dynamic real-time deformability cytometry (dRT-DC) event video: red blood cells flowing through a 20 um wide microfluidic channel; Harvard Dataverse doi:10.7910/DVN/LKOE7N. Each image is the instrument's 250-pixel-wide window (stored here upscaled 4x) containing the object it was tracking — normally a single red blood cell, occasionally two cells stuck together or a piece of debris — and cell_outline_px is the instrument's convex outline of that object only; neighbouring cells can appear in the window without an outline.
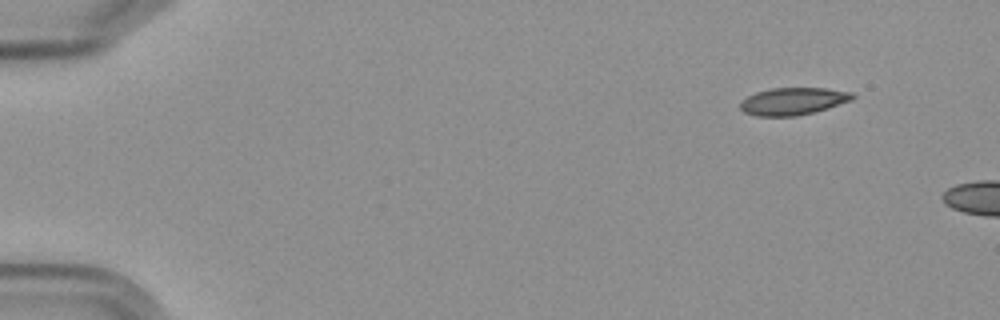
{"species": "Egyptian fruit bat (a non-hibernating species)", "species_latin": "Rousettus aegyptiacus", "temperature_condition": "cold", "stored_images_in_passage": 2, "camera_frame_rate_fps": 3000, "um_per_image_px": 0.085, "frame": {"image": 1, "passage_image": 1, "time_ms": 0.0, "image_size_px": [1000, 320], "cell_outline_px": [[856, 96], [852, 100], [828, 108], [796, 116], [756, 116], [744, 112], [740, 108], [740, 104], [748, 96], [756, 92], [768, 88], [828, 88], [852, 92]], "centroid_in_image_um": [67.43, 8.6], "position_along_channel_um": 17.6, "area_um2": 17.86}}